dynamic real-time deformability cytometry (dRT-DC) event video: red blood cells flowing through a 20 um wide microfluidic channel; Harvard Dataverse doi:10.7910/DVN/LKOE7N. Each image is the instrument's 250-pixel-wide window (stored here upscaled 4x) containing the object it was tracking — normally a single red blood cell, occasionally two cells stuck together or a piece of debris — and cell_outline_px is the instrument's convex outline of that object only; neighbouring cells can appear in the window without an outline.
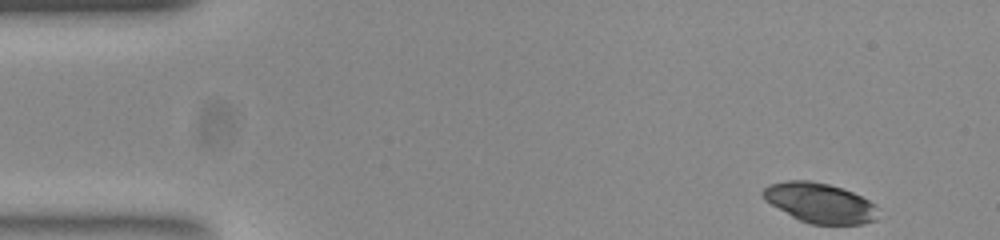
{"species": "common noctule bat (a hibernating species)", "species_latin": "Nyctalus noctula", "temperature_condition": "room temperature", "stored_images_in_passage": 49, "camera_frame_rate_fps": 3000, "um_per_image_px": 0.085, "animal": {"sex": "female", "body_mass_g": 23.0, "forearm_length_mm": 53.4}, "frame": {"image": 1, "passage_image": 1, "time_ms": 0.0, "image_size_px": [1000, 240], "cell_outline_px": [[880, 208], [876, 220], [864, 224], [812, 224], [800, 220], [792, 216], [764, 200], [760, 192], [768, 184], [784, 180], [808, 180], [828, 184], [852, 192], [876, 204]], "centroid_in_image_um": [69.69, 17.24], "position_along_channel_um": 15.3, "area_um2": 26.88}}